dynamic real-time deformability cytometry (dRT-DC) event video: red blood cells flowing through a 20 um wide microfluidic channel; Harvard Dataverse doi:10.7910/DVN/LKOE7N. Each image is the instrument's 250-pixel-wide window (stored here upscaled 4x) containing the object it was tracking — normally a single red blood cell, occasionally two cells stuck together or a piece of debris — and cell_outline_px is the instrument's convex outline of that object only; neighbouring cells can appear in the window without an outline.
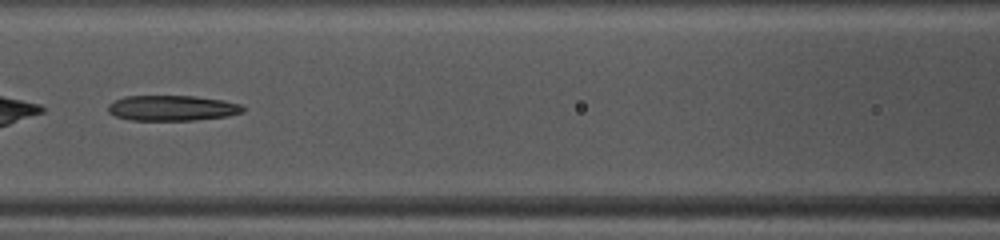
{"species": "common noctule bat (a hibernating species)", "species_latin": "Nyctalus noctula", "temperature_condition": "warm", "stored_images_in_passage": 41, "camera_frame_rate_fps": 3000, "um_per_image_px": 0.085, "animal": {"sex": "female", "body_mass_g": 10.0, "forearm_length_mm": 53.1}, "frame": {"image": 1, "passage_image": 15, "time_ms": 4.667, "image_size_px": [1000, 240], "cell_outline_px": [[244, 112], [228, 116], [196, 120], [132, 120], [116, 116], [108, 112], [108, 104], [124, 96], [196, 96], [224, 100], [240, 104], [244, 108]], "centroid_in_image_um": [14.66, 9.18], "position_along_channel_um": 151.9, "area_um2": 20.0}}
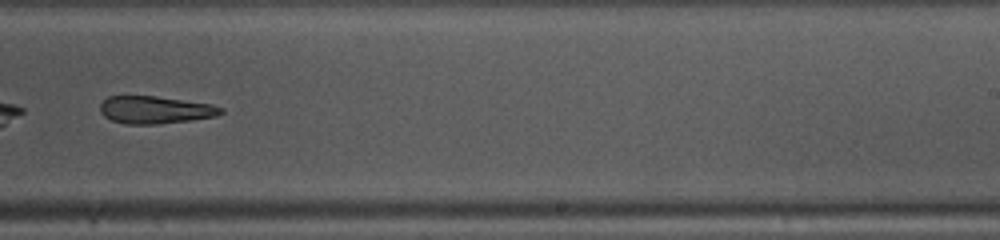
{"frame": {"image": 2, "passage_image": 24, "time_ms": 7.667, "image_size_px": [1000, 240], "cell_outline_px": [[224, 112], [216, 116], [192, 120], [160, 124], [124, 124], [112, 120], [104, 116], [100, 112], [100, 104], [108, 96], [156, 96], [212, 104], [224, 108]], "centroid_in_image_um": [13.21, 9.34], "position_along_channel_um": 275.8, "area_um2": 19.48}}
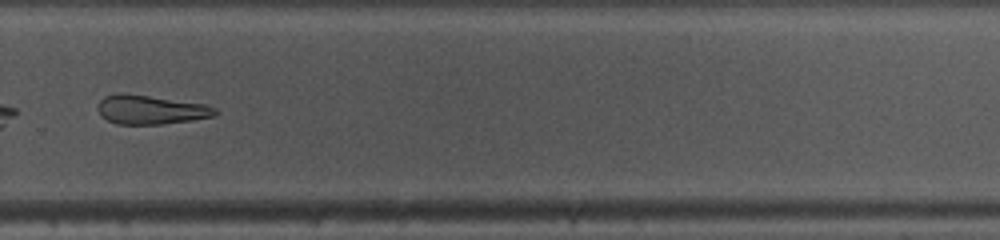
{"frame": {"image": 3, "passage_image": 27, "time_ms": 8.667, "image_size_px": [1000, 240], "cell_outline_px": [[220, 112], [212, 116], [192, 120], [160, 124], [116, 124], [100, 116], [96, 108], [100, 100], [104, 96], [148, 96], [204, 104], [216, 108]], "centroid_in_image_um": [12.83, 9.37], "position_along_channel_um": 317.0, "area_um2": 19.19}}